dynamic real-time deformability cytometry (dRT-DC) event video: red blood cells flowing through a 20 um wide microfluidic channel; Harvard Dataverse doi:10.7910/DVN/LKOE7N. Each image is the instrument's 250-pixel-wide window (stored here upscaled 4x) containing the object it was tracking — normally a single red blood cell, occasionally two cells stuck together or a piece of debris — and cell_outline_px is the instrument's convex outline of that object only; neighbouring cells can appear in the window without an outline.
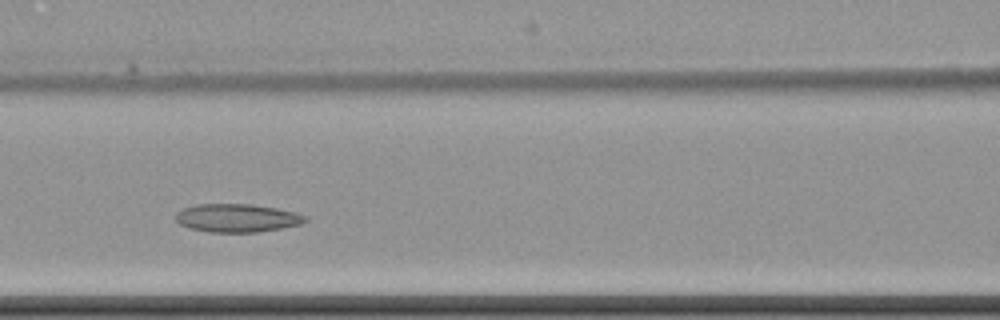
{"species": "common noctule bat (a hibernating species)", "species_latin": "Nyctalus noctula", "temperature_condition": "cold", "stored_images_in_passage": 6, "camera_frame_rate_fps": 3000, "um_per_image_px": 0.085, "animal": {"sex": "female", "body_mass_g": 22.7, "forearm_length_mm": 54.2}, "frame": {"image": 1, "passage_image": 5, "time_ms": 5.0, "image_size_px": [1000, 320], "cell_outline_px": [[308, 220], [300, 224], [280, 228], [256, 232], [208, 232], [188, 228], [180, 224], [176, 220], [176, 212], [184, 208], [196, 204], [252, 204], [276, 208], [296, 212], [308, 216]], "centroid_in_image_um": [20.15, 18.52], "position_along_channel_um": 146.5, "area_um2": 21.39}}
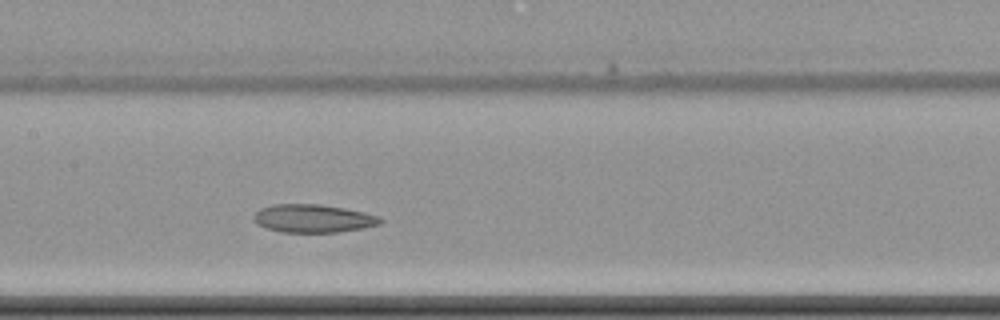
{"frame": {"image": 2, "passage_image": 6, "time_ms": 6.0, "image_size_px": [1000, 320], "cell_outline_px": [[384, 220], [380, 224], [360, 228], [336, 232], [280, 232], [264, 228], [256, 224], [252, 220], [252, 216], [260, 208], [272, 204], [320, 204], [344, 208], [364, 212], [380, 216]], "centroid_in_image_um": [26.56, 18.56], "position_along_channel_um": 180.8, "area_um2": 20.92}}